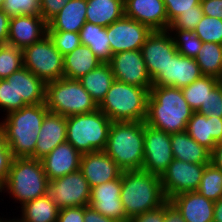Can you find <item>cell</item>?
I'll return each instance as SVG.
<instances>
[{
    "label": "cell",
    "mask_w": 222,
    "mask_h": 222,
    "mask_svg": "<svg viewBox=\"0 0 222 222\" xmlns=\"http://www.w3.org/2000/svg\"><path fill=\"white\" fill-rule=\"evenodd\" d=\"M210 163L222 171V141L218 142L210 154Z\"/></svg>",
    "instance_id": "cell-53"
},
{
    "label": "cell",
    "mask_w": 222,
    "mask_h": 222,
    "mask_svg": "<svg viewBox=\"0 0 222 222\" xmlns=\"http://www.w3.org/2000/svg\"><path fill=\"white\" fill-rule=\"evenodd\" d=\"M87 0H69L47 23V31L79 32L86 23Z\"/></svg>",
    "instance_id": "cell-26"
},
{
    "label": "cell",
    "mask_w": 222,
    "mask_h": 222,
    "mask_svg": "<svg viewBox=\"0 0 222 222\" xmlns=\"http://www.w3.org/2000/svg\"><path fill=\"white\" fill-rule=\"evenodd\" d=\"M47 26L40 14L12 16L7 44L23 50L45 37Z\"/></svg>",
    "instance_id": "cell-18"
},
{
    "label": "cell",
    "mask_w": 222,
    "mask_h": 222,
    "mask_svg": "<svg viewBox=\"0 0 222 222\" xmlns=\"http://www.w3.org/2000/svg\"><path fill=\"white\" fill-rule=\"evenodd\" d=\"M67 139V117L48 112L42 122L34 150V159H42Z\"/></svg>",
    "instance_id": "cell-22"
},
{
    "label": "cell",
    "mask_w": 222,
    "mask_h": 222,
    "mask_svg": "<svg viewBox=\"0 0 222 222\" xmlns=\"http://www.w3.org/2000/svg\"><path fill=\"white\" fill-rule=\"evenodd\" d=\"M194 111L181 88L152 86L148 97L145 123L168 134L184 132Z\"/></svg>",
    "instance_id": "cell-1"
},
{
    "label": "cell",
    "mask_w": 222,
    "mask_h": 222,
    "mask_svg": "<svg viewBox=\"0 0 222 222\" xmlns=\"http://www.w3.org/2000/svg\"><path fill=\"white\" fill-rule=\"evenodd\" d=\"M22 51L23 67L45 84L64 77V56L58 51L48 35Z\"/></svg>",
    "instance_id": "cell-9"
},
{
    "label": "cell",
    "mask_w": 222,
    "mask_h": 222,
    "mask_svg": "<svg viewBox=\"0 0 222 222\" xmlns=\"http://www.w3.org/2000/svg\"><path fill=\"white\" fill-rule=\"evenodd\" d=\"M213 222H222V198L214 203Z\"/></svg>",
    "instance_id": "cell-54"
},
{
    "label": "cell",
    "mask_w": 222,
    "mask_h": 222,
    "mask_svg": "<svg viewBox=\"0 0 222 222\" xmlns=\"http://www.w3.org/2000/svg\"><path fill=\"white\" fill-rule=\"evenodd\" d=\"M112 121L98 108L67 117V139L81 154L104 151Z\"/></svg>",
    "instance_id": "cell-7"
},
{
    "label": "cell",
    "mask_w": 222,
    "mask_h": 222,
    "mask_svg": "<svg viewBox=\"0 0 222 222\" xmlns=\"http://www.w3.org/2000/svg\"><path fill=\"white\" fill-rule=\"evenodd\" d=\"M10 219H11V217H8V216H7V218H5V217L3 218V216L2 217L0 216V222H8Z\"/></svg>",
    "instance_id": "cell-55"
},
{
    "label": "cell",
    "mask_w": 222,
    "mask_h": 222,
    "mask_svg": "<svg viewBox=\"0 0 222 222\" xmlns=\"http://www.w3.org/2000/svg\"><path fill=\"white\" fill-rule=\"evenodd\" d=\"M120 198L128 219L163 205L161 178L143 170L122 171Z\"/></svg>",
    "instance_id": "cell-3"
},
{
    "label": "cell",
    "mask_w": 222,
    "mask_h": 222,
    "mask_svg": "<svg viewBox=\"0 0 222 222\" xmlns=\"http://www.w3.org/2000/svg\"><path fill=\"white\" fill-rule=\"evenodd\" d=\"M81 43L89 47L102 63H109L112 58L107 27L86 22L79 31Z\"/></svg>",
    "instance_id": "cell-31"
},
{
    "label": "cell",
    "mask_w": 222,
    "mask_h": 222,
    "mask_svg": "<svg viewBox=\"0 0 222 222\" xmlns=\"http://www.w3.org/2000/svg\"><path fill=\"white\" fill-rule=\"evenodd\" d=\"M84 206L62 208L59 210L57 222H84Z\"/></svg>",
    "instance_id": "cell-47"
},
{
    "label": "cell",
    "mask_w": 222,
    "mask_h": 222,
    "mask_svg": "<svg viewBox=\"0 0 222 222\" xmlns=\"http://www.w3.org/2000/svg\"><path fill=\"white\" fill-rule=\"evenodd\" d=\"M64 77L79 80L82 76L94 70L102 62L89 49L81 44L63 58Z\"/></svg>",
    "instance_id": "cell-28"
},
{
    "label": "cell",
    "mask_w": 222,
    "mask_h": 222,
    "mask_svg": "<svg viewBox=\"0 0 222 222\" xmlns=\"http://www.w3.org/2000/svg\"><path fill=\"white\" fill-rule=\"evenodd\" d=\"M84 222H119L116 219L103 216L91 206H84Z\"/></svg>",
    "instance_id": "cell-50"
},
{
    "label": "cell",
    "mask_w": 222,
    "mask_h": 222,
    "mask_svg": "<svg viewBox=\"0 0 222 222\" xmlns=\"http://www.w3.org/2000/svg\"><path fill=\"white\" fill-rule=\"evenodd\" d=\"M125 16L152 31L168 30L170 23L163 0H124Z\"/></svg>",
    "instance_id": "cell-19"
},
{
    "label": "cell",
    "mask_w": 222,
    "mask_h": 222,
    "mask_svg": "<svg viewBox=\"0 0 222 222\" xmlns=\"http://www.w3.org/2000/svg\"><path fill=\"white\" fill-rule=\"evenodd\" d=\"M196 191L214 202L222 198V171L212 163L206 164L201 183Z\"/></svg>",
    "instance_id": "cell-35"
},
{
    "label": "cell",
    "mask_w": 222,
    "mask_h": 222,
    "mask_svg": "<svg viewBox=\"0 0 222 222\" xmlns=\"http://www.w3.org/2000/svg\"><path fill=\"white\" fill-rule=\"evenodd\" d=\"M115 80L150 90L153 86L141 50L122 51L109 62Z\"/></svg>",
    "instance_id": "cell-14"
},
{
    "label": "cell",
    "mask_w": 222,
    "mask_h": 222,
    "mask_svg": "<svg viewBox=\"0 0 222 222\" xmlns=\"http://www.w3.org/2000/svg\"><path fill=\"white\" fill-rule=\"evenodd\" d=\"M81 156L82 154L66 141L55 147L40 161L47 178L51 181L78 171Z\"/></svg>",
    "instance_id": "cell-21"
},
{
    "label": "cell",
    "mask_w": 222,
    "mask_h": 222,
    "mask_svg": "<svg viewBox=\"0 0 222 222\" xmlns=\"http://www.w3.org/2000/svg\"><path fill=\"white\" fill-rule=\"evenodd\" d=\"M59 207L47 195L38 197L20 207L15 216L19 222H57Z\"/></svg>",
    "instance_id": "cell-32"
},
{
    "label": "cell",
    "mask_w": 222,
    "mask_h": 222,
    "mask_svg": "<svg viewBox=\"0 0 222 222\" xmlns=\"http://www.w3.org/2000/svg\"><path fill=\"white\" fill-rule=\"evenodd\" d=\"M141 52L153 80L159 73H164L169 61L177 53V48L168 30L153 31L141 47Z\"/></svg>",
    "instance_id": "cell-15"
},
{
    "label": "cell",
    "mask_w": 222,
    "mask_h": 222,
    "mask_svg": "<svg viewBox=\"0 0 222 222\" xmlns=\"http://www.w3.org/2000/svg\"><path fill=\"white\" fill-rule=\"evenodd\" d=\"M205 167L206 164H194L174 158L160 177L167 200L182 193L196 191Z\"/></svg>",
    "instance_id": "cell-11"
},
{
    "label": "cell",
    "mask_w": 222,
    "mask_h": 222,
    "mask_svg": "<svg viewBox=\"0 0 222 222\" xmlns=\"http://www.w3.org/2000/svg\"><path fill=\"white\" fill-rule=\"evenodd\" d=\"M170 134L144 121V161L142 170L161 177L173 161Z\"/></svg>",
    "instance_id": "cell-12"
},
{
    "label": "cell",
    "mask_w": 222,
    "mask_h": 222,
    "mask_svg": "<svg viewBox=\"0 0 222 222\" xmlns=\"http://www.w3.org/2000/svg\"><path fill=\"white\" fill-rule=\"evenodd\" d=\"M173 157L194 164L210 163L211 152L196 142L186 131L170 134Z\"/></svg>",
    "instance_id": "cell-27"
},
{
    "label": "cell",
    "mask_w": 222,
    "mask_h": 222,
    "mask_svg": "<svg viewBox=\"0 0 222 222\" xmlns=\"http://www.w3.org/2000/svg\"><path fill=\"white\" fill-rule=\"evenodd\" d=\"M168 31L172 35L178 53L185 57L196 58L203 42L194 31L180 29H168Z\"/></svg>",
    "instance_id": "cell-36"
},
{
    "label": "cell",
    "mask_w": 222,
    "mask_h": 222,
    "mask_svg": "<svg viewBox=\"0 0 222 222\" xmlns=\"http://www.w3.org/2000/svg\"><path fill=\"white\" fill-rule=\"evenodd\" d=\"M0 110L4 115L16 110L15 77L0 79Z\"/></svg>",
    "instance_id": "cell-41"
},
{
    "label": "cell",
    "mask_w": 222,
    "mask_h": 222,
    "mask_svg": "<svg viewBox=\"0 0 222 222\" xmlns=\"http://www.w3.org/2000/svg\"><path fill=\"white\" fill-rule=\"evenodd\" d=\"M125 15L124 0H87L86 22L108 27Z\"/></svg>",
    "instance_id": "cell-30"
},
{
    "label": "cell",
    "mask_w": 222,
    "mask_h": 222,
    "mask_svg": "<svg viewBox=\"0 0 222 222\" xmlns=\"http://www.w3.org/2000/svg\"><path fill=\"white\" fill-rule=\"evenodd\" d=\"M3 11L10 17L18 15H38L39 0H5Z\"/></svg>",
    "instance_id": "cell-40"
},
{
    "label": "cell",
    "mask_w": 222,
    "mask_h": 222,
    "mask_svg": "<svg viewBox=\"0 0 222 222\" xmlns=\"http://www.w3.org/2000/svg\"><path fill=\"white\" fill-rule=\"evenodd\" d=\"M91 188L80 170L48 182L46 195L59 209L88 206Z\"/></svg>",
    "instance_id": "cell-10"
},
{
    "label": "cell",
    "mask_w": 222,
    "mask_h": 222,
    "mask_svg": "<svg viewBox=\"0 0 222 222\" xmlns=\"http://www.w3.org/2000/svg\"><path fill=\"white\" fill-rule=\"evenodd\" d=\"M79 81L83 88L91 95L92 100L99 106L115 78L110 64L101 63L94 70L82 76Z\"/></svg>",
    "instance_id": "cell-29"
},
{
    "label": "cell",
    "mask_w": 222,
    "mask_h": 222,
    "mask_svg": "<svg viewBox=\"0 0 222 222\" xmlns=\"http://www.w3.org/2000/svg\"><path fill=\"white\" fill-rule=\"evenodd\" d=\"M186 132L211 152L222 141V118L205 116L194 111L187 123Z\"/></svg>",
    "instance_id": "cell-25"
},
{
    "label": "cell",
    "mask_w": 222,
    "mask_h": 222,
    "mask_svg": "<svg viewBox=\"0 0 222 222\" xmlns=\"http://www.w3.org/2000/svg\"><path fill=\"white\" fill-rule=\"evenodd\" d=\"M195 60L205 76L222 80V45L213 42H203Z\"/></svg>",
    "instance_id": "cell-33"
},
{
    "label": "cell",
    "mask_w": 222,
    "mask_h": 222,
    "mask_svg": "<svg viewBox=\"0 0 222 222\" xmlns=\"http://www.w3.org/2000/svg\"><path fill=\"white\" fill-rule=\"evenodd\" d=\"M91 187L117 179L122 170L104 151L82 154L79 169Z\"/></svg>",
    "instance_id": "cell-20"
},
{
    "label": "cell",
    "mask_w": 222,
    "mask_h": 222,
    "mask_svg": "<svg viewBox=\"0 0 222 222\" xmlns=\"http://www.w3.org/2000/svg\"><path fill=\"white\" fill-rule=\"evenodd\" d=\"M152 32L148 26L124 15L107 27L112 55L122 51L141 50Z\"/></svg>",
    "instance_id": "cell-13"
},
{
    "label": "cell",
    "mask_w": 222,
    "mask_h": 222,
    "mask_svg": "<svg viewBox=\"0 0 222 222\" xmlns=\"http://www.w3.org/2000/svg\"><path fill=\"white\" fill-rule=\"evenodd\" d=\"M4 1L5 0H0V9H3Z\"/></svg>",
    "instance_id": "cell-57"
},
{
    "label": "cell",
    "mask_w": 222,
    "mask_h": 222,
    "mask_svg": "<svg viewBox=\"0 0 222 222\" xmlns=\"http://www.w3.org/2000/svg\"><path fill=\"white\" fill-rule=\"evenodd\" d=\"M47 35L63 56L71 53L82 44L79 32L47 31Z\"/></svg>",
    "instance_id": "cell-39"
},
{
    "label": "cell",
    "mask_w": 222,
    "mask_h": 222,
    "mask_svg": "<svg viewBox=\"0 0 222 222\" xmlns=\"http://www.w3.org/2000/svg\"><path fill=\"white\" fill-rule=\"evenodd\" d=\"M168 22L171 23L182 12L194 10V6L200 4V0H163Z\"/></svg>",
    "instance_id": "cell-44"
},
{
    "label": "cell",
    "mask_w": 222,
    "mask_h": 222,
    "mask_svg": "<svg viewBox=\"0 0 222 222\" xmlns=\"http://www.w3.org/2000/svg\"><path fill=\"white\" fill-rule=\"evenodd\" d=\"M204 15L222 19V0H200Z\"/></svg>",
    "instance_id": "cell-49"
},
{
    "label": "cell",
    "mask_w": 222,
    "mask_h": 222,
    "mask_svg": "<svg viewBox=\"0 0 222 222\" xmlns=\"http://www.w3.org/2000/svg\"><path fill=\"white\" fill-rule=\"evenodd\" d=\"M121 186L122 173L117 179L91 187L89 206L105 217L128 222L120 198Z\"/></svg>",
    "instance_id": "cell-16"
},
{
    "label": "cell",
    "mask_w": 222,
    "mask_h": 222,
    "mask_svg": "<svg viewBox=\"0 0 222 222\" xmlns=\"http://www.w3.org/2000/svg\"><path fill=\"white\" fill-rule=\"evenodd\" d=\"M22 67V49L9 44L0 45V79H6Z\"/></svg>",
    "instance_id": "cell-37"
},
{
    "label": "cell",
    "mask_w": 222,
    "mask_h": 222,
    "mask_svg": "<svg viewBox=\"0 0 222 222\" xmlns=\"http://www.w3.org/2000/svg\"><path fill=\"white\" fill-rule=\"evenodd\" d=\"M69 0H39L40 15L48 23Z\"/></svg>",
    "instance_id": "cell-46"
},
{
    "label": "cell",
    "mask_w": 222,
    "mask_h": 222,
    "mask_svg": "<svg viewBox=\"0 0 222 222\" xmlns=\"http://www.w3.org/2000/svg\"><path fill=\"white\" fill-rule=\"evenodd\" d=\"M45 105L49 112L65 117L98 109L79 80L65 77L46 84Z\"/></svg>",
    "instance_id": "cell-8"
},
{
    "label": "cell",
    "mask_w": 222,
    "mask_h": 222,
    "mask_svg": "<svg viewBox=\"0 0 222 222\" xmlns=\"http://www.w3.org/2000/svg\"><path fill=\"white\" fill-rule=\"evenodd\" d=\"M48 182L40 160L13 158L2 192L9 195V200L20 204L16 206L18 210L25 203L46 195Z\"/></svg>",
    "instance_id": "cell-5"
},
{
    "label": "cell",
    "mask_w": 222,
    "mask_h": 222,
    "mask_svg": "<svg viewBox=\"0 0 222 222\" xmlns=\"http://www.w3.org/2000/svg\"><path fill=\"white\" fill-rule=\"evenodd\" d=\"M197 112L205 116L222 118V80L208 94L207 99Z\"/></svg>",
    "instance_id": "cell-43"
},
{
    "label": "cell",
    "mask_w": 222,
    "mask_h": 222,
    "mask_svg": "<svg viewBox=\"0 0 222 222\" xmlns=\"http://www.w3.org/2000/svg\"><path fill=\"white\" fill-rule=\"evenodd\" d=\"M13 160L11 151L5 141V135L0 128V186L2 187L9 175L10 165Z\"/></svg>",
    "instance_id": "cell-45"
},
{
    "label": "cell",
    "mask_w": 222,
    "mask_h": 222,
    "mask_svg": "<svg viewBox=\"0 0 222 222\" xmlns=\"http://www.w3.org/2000/svg\"><path fill=\"white\" fill-rule=\"evenodd\" d=\"M2 194V187L0 186V195Z\"/></svg>",
    "instance_id": "cell-58"
},
{
    "label": "cell",
    "mask_w": 222,
    "mask_h": 222,
    "mask_svg": "<svg viewBox=\"0 0 222 222\" xmlns=\"http://www.w3.org/2000/svg\"><path fill=\"white\" fill-rule=\"evenodd\" d=\"M104 152L122 171L142 170L144 121L112 122Z\"/></svg>",
    "instance_id": "cell-4"
},
{
    "label": "cell",
    "mask_w": 222,
    "mask_h": 222,
    "mask_svg": "<svg viewBox=\"0 0 222 222\" xmlns=\"http://www.w3.org/2000/svg\"><path fill=\"white\" fill-rule=\"evenodd\" d=\"M8 222H19L13 215V217Z\"/></svg>",
    "instance_id": "cell-56"
},
{
    "label": "cell",
    "mask_w": 222,
    "mask_h": 222,
    "mask_svg": "<svg viewBox=\"0 0 222 222\" xmlns=\"http://www.w3.org/2000/svg\"><path fill=\"white\" fill-rule=\"evenodd\" d=\"M165 203L156 209L149 210L128 220V222H164Z\"/></svg>",
    "instance_id": "cell-48"
},
{
    "label": "cell",
    "mask_w": 222,
    "mask_h": 222,
    "mask_svg": "<svg viewBox=\"0 0 222 222\" xmlns=\"http://www.w3.org/2000/svg\"><path fill=\"white\" fill-rule=\"evenodd\" d=\"M221 80L203 75L192 84L182 87L184 98L193 111H197L207 99L208 94Z\"/></svg>",
    "instance_id": "cell-34"
},
{
    "label": "cell",
    "mask_w": 222,
    "mask_h": 222,
    "mask_svg": "<svg viewBox=\"0 0 222 222\" xmlns=\"http://www.w3.org/2000/svg\"><path fill=\"white\" fill-rule=\"evenodd\" d=\"M10 18L3 9H0V45L7 44Z\"/></svg>",
    "instance_id": "cell-51"
},
{
    "label": "cell",
    "mask_w": 222,
    "mask_h": 222,
    "mask_svg": "<svg viewBox=\"0 0 222 222\" xmlns=\"http://www.w3.org/2000/svg\"><path fill=\"white\" fill-rule=\"evenodd\" d=\"M45 103L26 105L9 112L0 120V128L13 158H34L35 145L45 115Z\"/></svg>",
    "instance_id": "cell-2"
},
{
    "label": "cell",
    "mask_w": 222,
    "mask_h": 222,
    "mask_svg": "<svg viewBox=\"0 0 222 222\" xmlns=\"http://www.w3.org/2000/svg\"><path fill=\"white\" fill-rule=\"evenodd\" d=\"M150 90L115 80L98 108L112 122L145 121Z\"/></svg>",
    "instance_id": "cell-6"
},
{
    "label": "cell",
    "mask_w": 222,
    "mask_h": 222,
    "mask_svg": "<svg viewBox=\"0 0 222 222\" xmlns=\"http://www.w3.org/2000/svg\"><path fill=\"white\" fill-rule=\"evenodd\" d=\"M204 16L201 4L194 6V10H188L182 12L177 18H175L168 29H180L194 31L197 24Z\"/></svg>",
    "instance_id": "cell-42"
},
{
    "label": "cell",
    "mask_w": 222,
    "mask_h": 222,
    "mask_svg": "<svg viewBox=\"0 0 222 222\" xmlns=\"http://www.w3.org/2000/svg\"><path fill=\"white\" fill-rule=\"evenodd\" d=\"M194 32L202 42H213L222 45V19L204 15Z\"/></svg>",
    "instance_id": "cell-38"
},
{
    "label": "cell",
    "mask_w": 222,
    "mask_h": 222,
    "mask_svg": "<svg viewBox=\"0 0 222 222\" xmlns=\"http://www.w3.org/2000/svg\"><path fill=\"white\" fill-rule=\"evenodd\" d=\"M169 201L178 209L186 222H213L214 201L197 191L174 196Z\"/></svg>",
    "instance_id": "cell-23"
},
{
    "label": "cell",
    "mask_w": 222,
    "mask_h": 222,
    "mask_svg": "<svg viewBox=\"0 0 222 222\" xmlns=\"http://www.w3.org/2000/svg\"><path fill=\"white\" fill-rule=\"evenodd\" d=\"M203 74L195 58L176 53L169 61L164 73H159L153 80V86H171L182 88L192 84Z\"/></svg>",
    "instance_id": "cell-17"
},
{
    "label": "cell",
    "mask_w": 222,
    "mask_h": 222,
    "mask_svg": "<svg viewBox=\"0 0 222 222\" xmlns=\"http://www.w3.org/2000/svg\"><path fill=\"white\" fill-rule=\"evenodd\" d=\"M164 222H186L178 209L169 200L165 202Z\"/></svg>",
    "instance_id": "cell-52"
},
{
    "label": "cell",
    "mask_w": 222,
    "mask_h": 222,
    "mask_svg": "<svg viewBox=\"0 0 222 222\" xmlns=\"http://www.w3.org/2000/svg\"><path fill=\"white\" fill-rule=\"evenodd\" d=\"M9 77H15L16 110L45 103L46 84L27 68L22 67Z\"/></svg>",
    "instance_id": "cell-24"
}]
</instances>
